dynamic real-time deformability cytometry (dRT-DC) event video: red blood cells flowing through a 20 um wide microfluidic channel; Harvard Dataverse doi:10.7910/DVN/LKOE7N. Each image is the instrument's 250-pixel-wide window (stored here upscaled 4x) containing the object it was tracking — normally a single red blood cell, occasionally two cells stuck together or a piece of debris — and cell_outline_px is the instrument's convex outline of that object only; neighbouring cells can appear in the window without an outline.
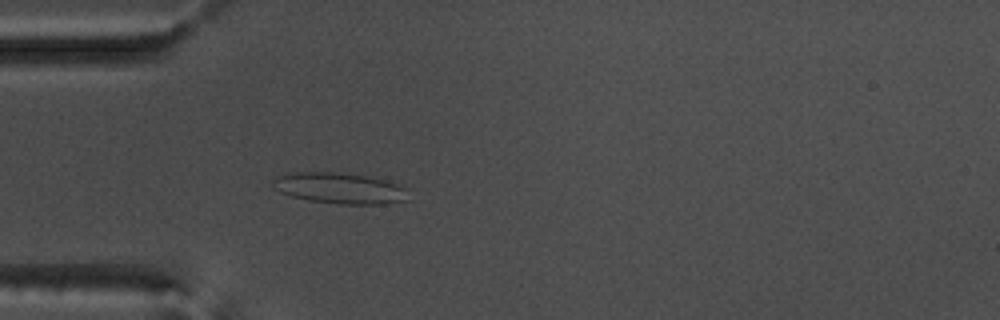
{"species": "common noctule bat (a hibernating species)", "species_latin": "Nyctalus noctula", "temperature_condition": "warm", "stored_images_in_passage": 53, "camera_frame_rate_fps": 3000, "um_per_image_px": 0.085, "animal": {"sex": "male", "body_mass_g": 17.5, "forearm_length_mm": 52.3}, "frame": {"image": 1, "passage_image": 14, "time_ms": 4.333, "image_size_px": [1000, 320], "cell_outline_px": [[408, 200], [384, 204], [340, 204], [308, 200], [292, 196], [280, 192], [272, 188], [272, 180], [276, 176], [288, 172], [332, 172], [364, 176], [396, 184], [404, 188]], "centroid_in_image_um": [28.77, 16.0], "position_along_channel_um": 56.2, "area_um2": 24.16}}
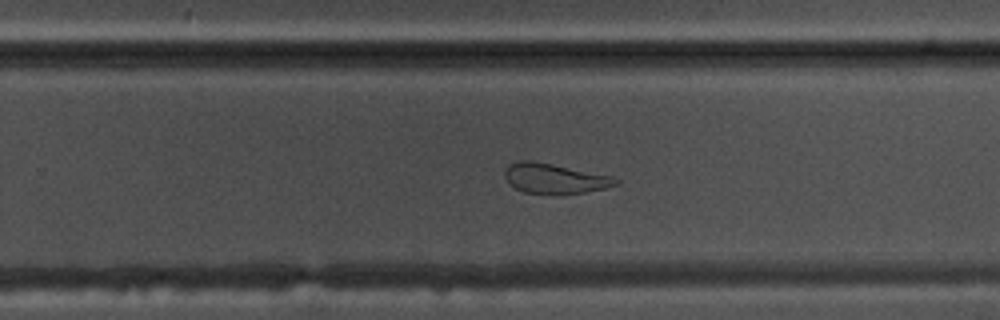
{"frame": {"image": 2, "passage_image": 33, "time_ms": 10.667, "image_size_px": [1000, 320], "cell_outline_px": [[620, 184], [608, 188], [584, 192], [556, 196], [524, 192], [508, 184], [504, 176], [504, 168], [508, 164], [520, 160], [532, 160], [612, 176], [620, 180]], "centroid_in_image_um": [47.13, 15.19], "position_along_channel_um": 282.7, "area_um2": 20.0}}
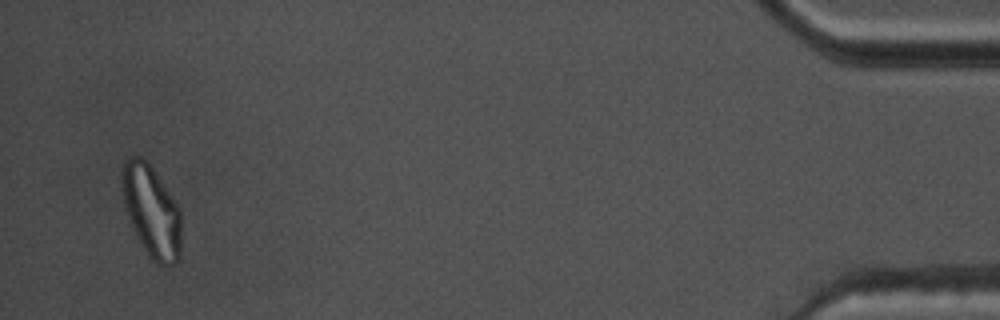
{"frame": {"image": 3, "passage_image": 51, "time_ms": 16.667, "image_size_px": [1000, 320], "cell_outline_px": [[180, 260], [176, 264], [156, 264], [148, 256], [136, 236], [132, 228], [120, 192], [120, 176], [124, 160], [132, 156], [140, 156], [148, 160], [180, 208]], "centroid_in_image_um": [12.84, 17.92], "position_along_channel_um": 422.4, "area_um2": 32.31}, "authors_computed_cell_mechanics": {"area_um2": 25.3742, "velocity_mm_per_s": 3.6744, "shape_relaxation_time_tau1_ms": null, "shape_relaxation_time_tau2_ms": 1.3047, "deformation_change_tau1": null, "deformation_change_tau2": 0.0916}}